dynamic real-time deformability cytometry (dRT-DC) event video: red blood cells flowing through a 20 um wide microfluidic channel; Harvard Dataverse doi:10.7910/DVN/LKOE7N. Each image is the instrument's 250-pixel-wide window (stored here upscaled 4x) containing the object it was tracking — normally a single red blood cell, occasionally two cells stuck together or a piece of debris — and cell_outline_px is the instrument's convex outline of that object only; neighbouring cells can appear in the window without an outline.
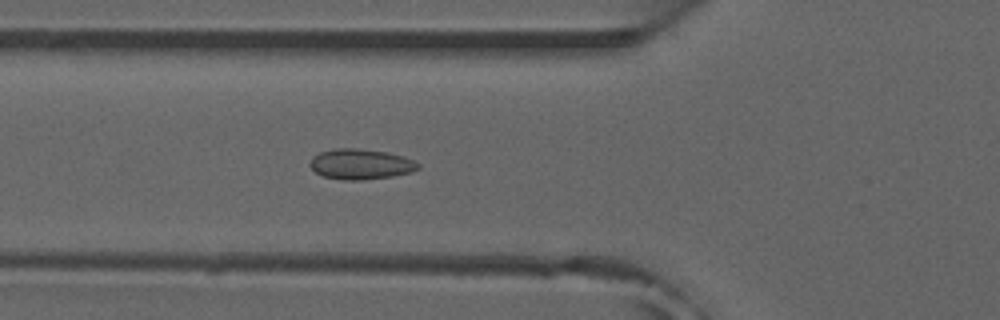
{"species": "common noctule bat (a hibernating species)", "species_latin": "Nyctalus noctula", "temperature_condition": "room temperature", "stored_images_in_passage": 49, "camera_frame_rate_fps": 3000, "um_per_image_px": 0.085, "animal": {"sex": "male", "forearm_length_mm": 52.5}, "frame": {"image": 1, "passage_image": 15, "time_ms": 4.667, "image_size_px": [1000, 320], "cell_outline_px": [[420, 168], [412, 172], [392, 176], [360, 180], [344, 180], [324, 176], [316, 172], [308, 164], [312, 156], [320, 152], [332, 148], [356, 148], [388, 152], [404, 156], [420, 164]], "centroid_in_image_um": [30.65, 13.94], "position_along_channel_um": 95.1, "area_um2": 19.25}, "authors_computed_cell_mechanics": {"area_um2": 17.8602, "velocity_mm_per_s": 3.9214, "shape_relaxation_time_tau1_ms": null, "shape_relaxation_time_tau2_ms": 1.3028, "deformation_change_tau1": null, "deformation_change_tau2": 0.0502}}